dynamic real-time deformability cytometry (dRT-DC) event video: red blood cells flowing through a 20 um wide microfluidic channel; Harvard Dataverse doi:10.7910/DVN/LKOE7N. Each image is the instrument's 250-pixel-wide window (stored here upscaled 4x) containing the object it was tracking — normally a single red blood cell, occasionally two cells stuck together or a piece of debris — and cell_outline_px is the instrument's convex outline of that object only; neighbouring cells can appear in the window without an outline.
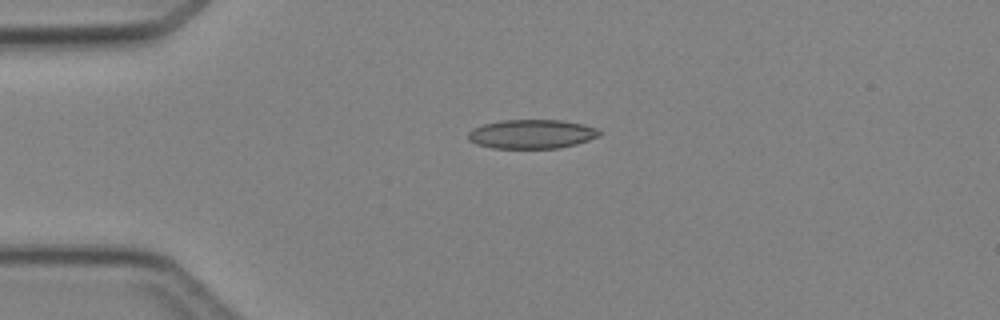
{"species": "Egyptian fruit bat (a non-hibernating species)", "species_latin": "Rousettus aegyptiacus", "temperature_condition": "cold", "stored_images_in_passage": 5, "camera_frame_rate_fps": 3000, "um_per_image_px": 0.085, "animal": {"sex": "female"}, "frame": {"image": 1, "passage_image": 5, "time_ms": 4.667, "image_size_px": [1000, 320], "cell_outline_px": [[600, 136], [576, 144], [560, 148], [492, 148], [476, 144], [468, 140], [468, 132], [472, 128], [484, 124], [504, 120], [560, 120], [584, 124], [596, 128], [600, 132]], "centroid_in_image_um": [45.18, 11.4], "position_along_channel_um": 39.8, "area_um2": 22.25}}